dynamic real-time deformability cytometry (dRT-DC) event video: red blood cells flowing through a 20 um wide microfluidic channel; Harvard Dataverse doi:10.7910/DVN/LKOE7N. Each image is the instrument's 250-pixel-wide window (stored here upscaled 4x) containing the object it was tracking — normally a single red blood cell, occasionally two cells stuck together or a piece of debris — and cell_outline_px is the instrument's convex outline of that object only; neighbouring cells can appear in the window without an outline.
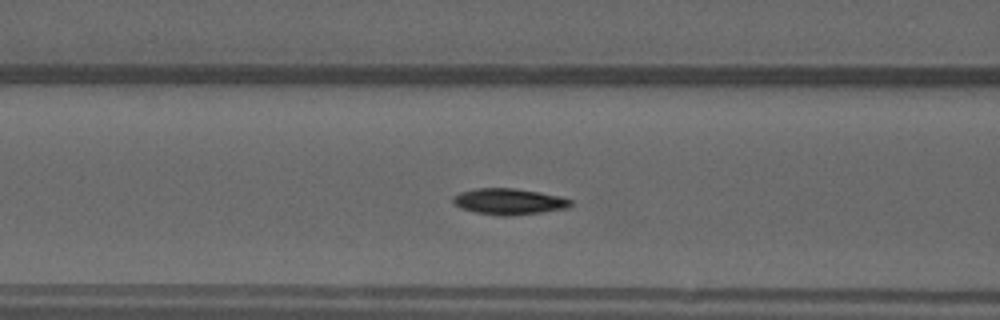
{"species": "common noctule bat (a hibernating species)", "species_latin": "Nyctalus noctula", "temperature_condition": "warm", "stored_images_in_passage": 48, "camera_frame_rate_fps": 3000, "um_per_image_px": 0.085, "animal": {"sex": "male", "forearm_length_mm": 52.5}, "frame": {"image": 1, "passage_image": 18, "time_ms": 5.667, "image_size_px": [1000, 320], "cell_outline_px": [[572, 204], [568, 208], [512, 216], [500, 216], [476, 212], [460, 208], [452, 204], [452, 196], [460, 192], [476, 188], [512, 188], [540, 192], [560, 196], [572, 200]], "centroid_in_image_um": [43.23, 17.13], "position_along_channel_um": 123.4, "area_um2": 18.03}}
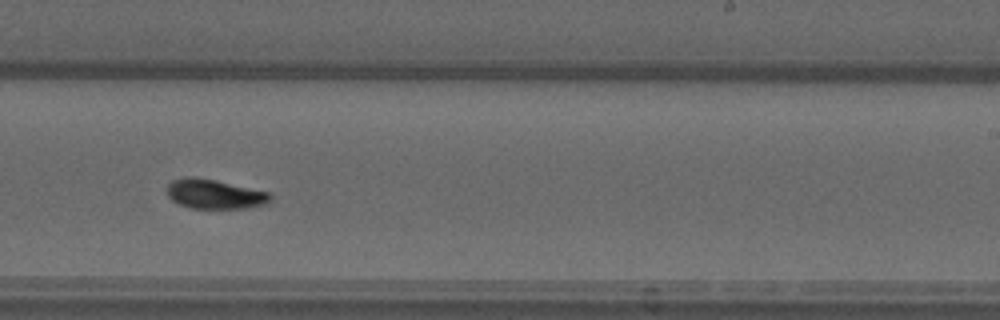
{"frame": {"image": 2, "passage_image": 29, "time_ms": 9.333, "image_size_px": [1000, 320], "cell_outline_px": [[272, 200], [268, 204], [244, 208], [188, 208], [172, 200], [168, 196], [168, 184], [172, 180], [192, 176], [212, 180], [268, 192], [272, 196]], "centroid_in_image_um": [18.25, 16.51], "position_along_channel_um": 270.8, "area_um2": 17.46}}
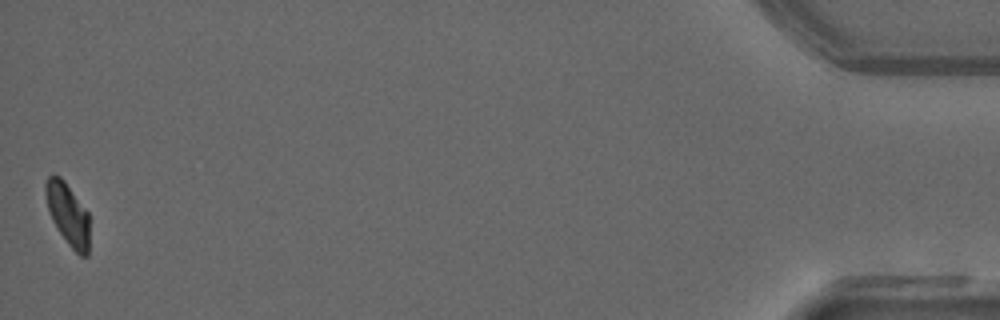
{"frame": {"image": 3, "passage_image": 48, "time_ms": 15.667, "image_size_px": [1000, 320], "cell_outline_px": [[88, 256], [80, 256], [68, 244], [52, 220], [48, 212], [44, 192], [44, 184], [48, 176], [60, 176], [64, 180], [88, 212]], "centroid_in_image_um": [5.74, 18.18], "position_along_channel_um": 429.5, "area_um2": 15.78}, "authors_computed_cell_mechanics": {"area_um2": 17.3111, "velocity_mm_per_s": 4.0267, "shape_relaxation_time_tau1_ms": 6.7346, "shape_relaxation_time_tau2_ms": 5.3345, "deformation_change_tau1": 0.194, "deformation_change_tau2": 0.0623}}